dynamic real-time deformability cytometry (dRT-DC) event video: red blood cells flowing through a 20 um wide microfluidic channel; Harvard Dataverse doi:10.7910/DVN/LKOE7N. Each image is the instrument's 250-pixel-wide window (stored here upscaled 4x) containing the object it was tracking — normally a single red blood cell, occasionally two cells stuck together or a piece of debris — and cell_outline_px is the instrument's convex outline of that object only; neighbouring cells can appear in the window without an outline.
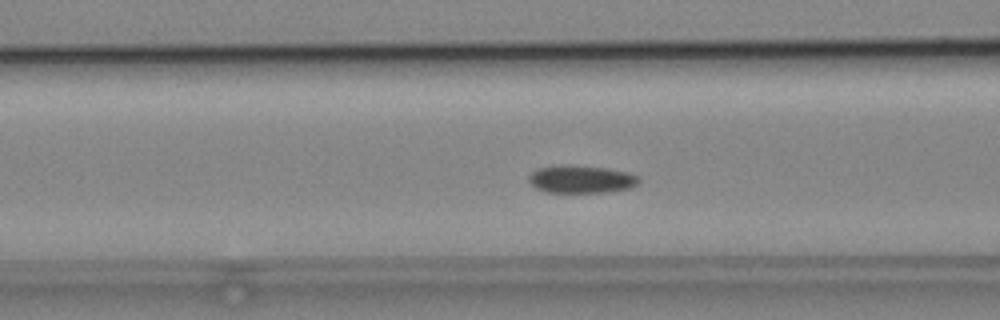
{"species": "common noctule bat (a hibernating species)", "species_latin": "Nyctalus noctula", "temperature_condition": "cold", "stored_images_in_passage": 53, "camera_frame_rate_fps": 3000, "um_per_image_px": 0.085, "animal": {"sex": "male", "body_mass_g": 19.2, "forearm_length_mm": 51.8}, "frame": {"image": 1, "passage_image": 21, "time_ms": 6.667, "image_size_px": [1000, 320], "cell_outline_px": [[640, 180], [636, 184], [628, 188], [604, 192], [548, 192], [536, 188], [528, 180], [528, 176], [536, 168], [560, 164], [572, 164], [608, 168], [628, 172], [640, 176]], "centroid_in_image_um": [49.38, 15.2], "position_along_channel_um": 117.2, "area_um2": 17.98}}
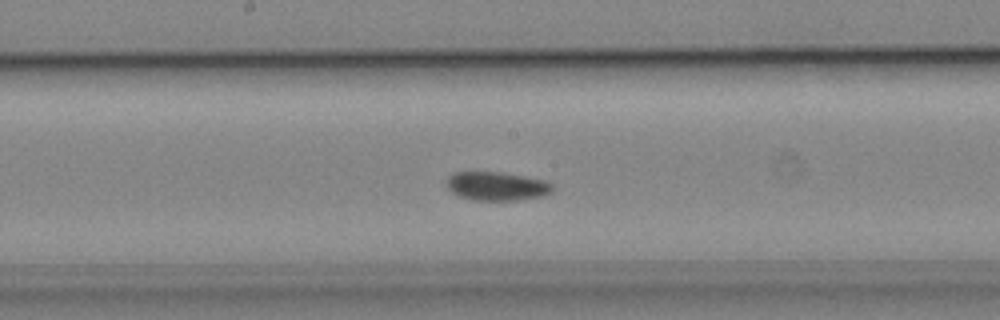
{"frame": {"image": 2, "passage_image": 28, "time_ms": 9.0, "image_size_px": [1000, 320], "cell_outline_px": [[552, 192], [540, 196], [520, 200], [472, 200], [460, 196], [452, 192], [448, 188], [448, 176], [456, 172], [500, 172], [544, 180], [552, 184]], "centroid_in_image_um": [42.22, 15.83], "position_along_channel_um": 206.0, "area_um2": 17.46}}
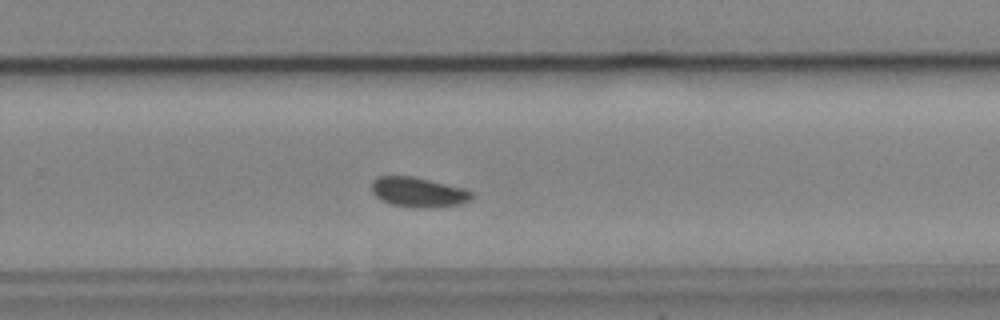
{"frame": {"image": 3, "passage_image": 35, "time_ms": 11.333, "image_size_px": [1000, 320], "cell_outline_px": [[472, 200], [460, 204], [432, 208], [412, 208], [388, 204], [380, 200], [372, 192], [372, 180], [376, 176], [412, 176], [464, 188], [472, 192]], "centroid_in_image_um": [35.53, 16.35], "position_along_channel_um": 294.3, "area_um2": 17.69}, "authors_computed_cell_mechanics": {"area_um2": 17.3978, "velocity_mm_per_s": 3.8035, "shape_relaxation_time_tau1_ms": null, "shape_relaxation_time_tau2_ms": 10.031, "deformation_change_tau1": null, "deformation_change_tau2": 0.1038}}